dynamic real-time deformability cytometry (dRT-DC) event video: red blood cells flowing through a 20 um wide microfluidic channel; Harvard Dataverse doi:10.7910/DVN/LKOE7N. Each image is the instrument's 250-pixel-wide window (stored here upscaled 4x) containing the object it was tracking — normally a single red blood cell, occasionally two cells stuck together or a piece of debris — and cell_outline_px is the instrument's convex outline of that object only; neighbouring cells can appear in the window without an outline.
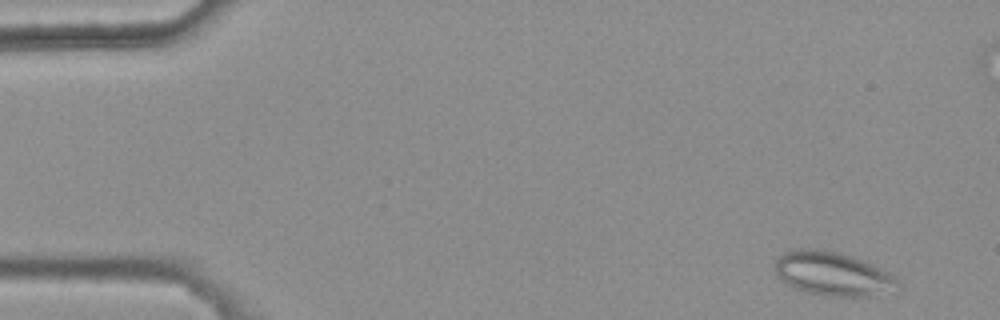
{"species": "common noctule bat (a hibernating species)", "species_latin": "Nyctalus noctula", "temperature_condition": "warm", "stored_images_in_passage": 6, "segment_of_instrument_passage": [1, 2], "camera_frame_rate_fps": 3000, "um_per_image_px": 0.085, "animal": {"sex": "female", "body_mass_g": 25.1}, "frame": {"image": 1, "passage_image": 1, "time_ms": 0.0, "image_size_px": [1000, 320], "cell_outline_px": [[900, 288], [872, 296], [828, 296], [808, 292], [796, 288], [788, 284], [776, 276], [776, 260], [784, 252], [792, 248], [816, 248], [840, 252], [852, 256], [888, 272], [900, 284]], "centroid_in_image_um": [70.76, 23.25], "position_along_channel_um": 14.2, "area_um2": 31.21}}